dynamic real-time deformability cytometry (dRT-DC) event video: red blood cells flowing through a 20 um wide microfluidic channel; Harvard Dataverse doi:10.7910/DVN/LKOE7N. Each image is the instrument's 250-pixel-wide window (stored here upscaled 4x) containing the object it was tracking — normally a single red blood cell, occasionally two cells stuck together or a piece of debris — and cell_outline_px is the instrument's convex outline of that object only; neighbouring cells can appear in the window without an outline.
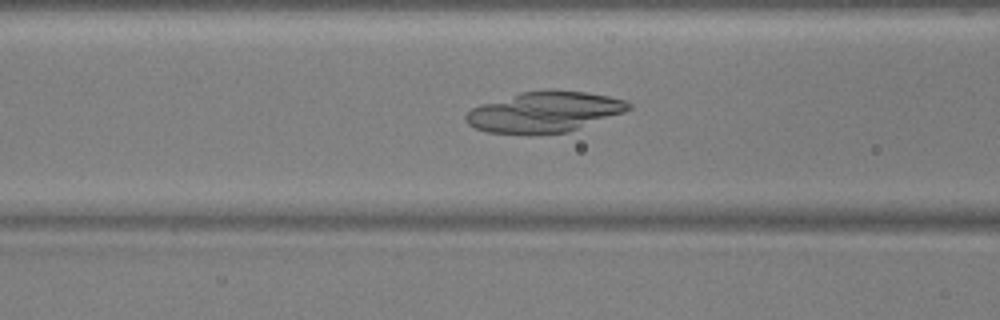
{"species": "common noctule bat (a hibernating species)", "species_latin": "Nyctalus noctula", "temperature_condition": "warm", "stored_images_in_passage": 45, "camera_frame_rate_fps": 3000, "um_per_image_px": 0.085, "animal": {"sex": "male", "body_mass_g": 17.9, "forearm_length_mm": 54.2}, "frame": {"image": 1, "passage_image": 23, "time_ms": 7.333, "image_size_px": [1000, 320], "cell_outline_px": [[632, 108], [624, 112], [568, 132], [488, 132], [476, 128], [468, 124], [464, 120], [464, 116], [472, 108], [480, 104], [520, 92], [548, 88], [552, 88], [588, 92], [608, 96], [624, 100], [632, 104]], "centroid_in_image_um": [46.29, 9.46], "position_along_channel_um": 120.3, "area_um2": 38.21}}
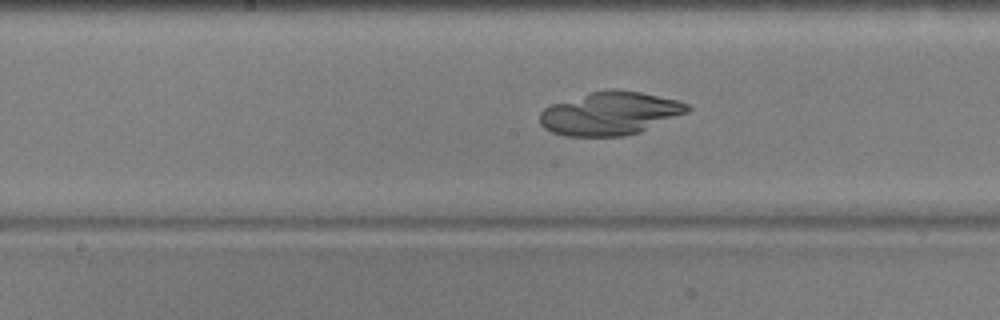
{"frame": {"image": 2, "passage_image": 29, "time_ms": 9.333, "image_size_px": [1000, 320], "cell_outline_px": [[692, 108], [688, 112], [640, 132], [624, 136], [564, 136], [552, 132], [544, 128], [540, 124], [540, 112], [548, 104], [592, 92], [612, 88], [616, 88], [640, 92], [676, 100], [688, 104]], "centroid_in_image_um": [51.83, 9.64], "position_along_channel_um": 196.4, "area_um2": 37.28}}
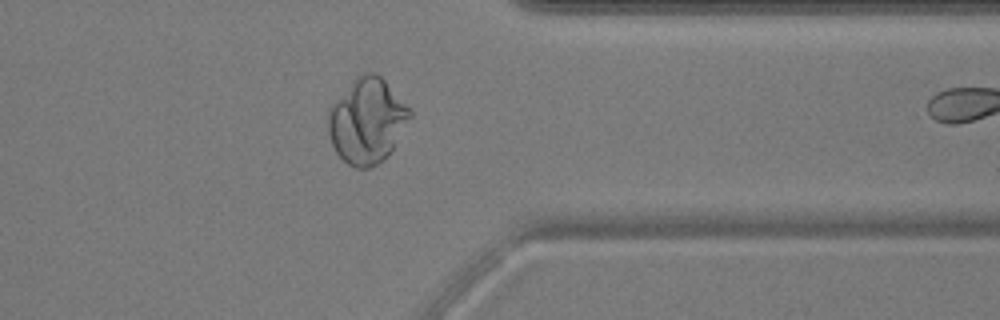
{"frame": {"image": 3, "passage_image": 44, "time_ms": 14.333, "image_size_px": [1000, 320], "cell_outline_px": [[412, 116], [388, 156], [384, 160], [368, 168], [356, 168], [348, 164], [336, 152], [332, 144], [324, 120], [328, 108], [352, 80], [356, 76], [364, 72], [376, 72], [412, 108]], "centroid_in_image_um": [31.17, 10.25], "position_along_channel_um": 380.2, "area_um2": 41.1}}